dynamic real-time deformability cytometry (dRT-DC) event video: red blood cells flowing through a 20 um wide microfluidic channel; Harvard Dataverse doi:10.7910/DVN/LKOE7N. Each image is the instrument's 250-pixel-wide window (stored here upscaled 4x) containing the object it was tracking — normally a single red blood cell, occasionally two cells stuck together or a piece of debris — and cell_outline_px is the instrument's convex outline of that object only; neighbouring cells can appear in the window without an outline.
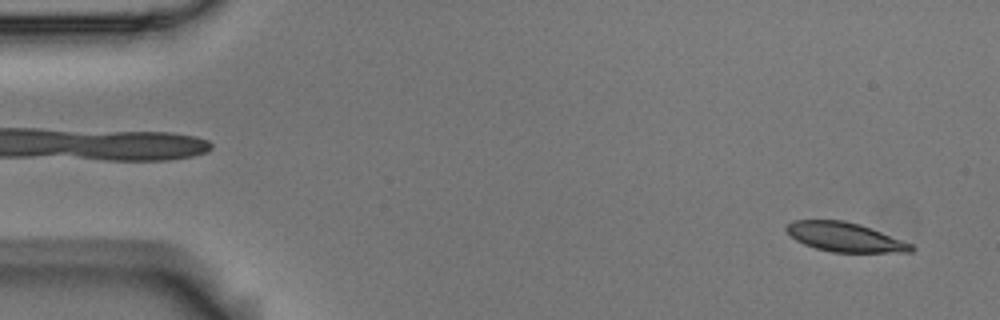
{"species": "Egyptian fruit bat (a non-hibernating species)", "species_latin": "Rousettus aegyptiacus", "temperature_condition": "room temperature", "stored_images_in_passage": 5, "camera_frame_rate_fps": 3000, "um_per_image_px": 0.085, "animal": {"sex": "male"}, "frame": {"image": 1, "passage_image": 1, "time_ms": 0.0, "image_size_px": [1000, 320], "cell_outline_px": [[916, 248], [912, 252], [832, 252], [816, 248], [804, 244], [796, 240], [784, 228], [792, 220], [844, 220], [860, 224], [912, 244]], "centroid_in_image_um": [71.81, 20.15], "position_along_channel_um": 13.2, "area_um2": 21.1}}
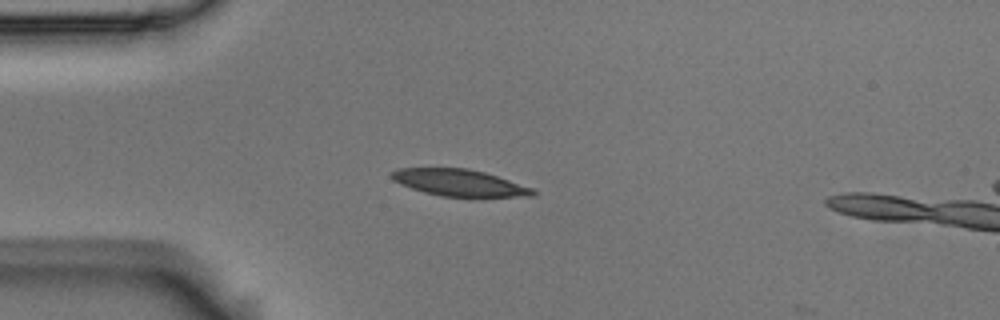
{"frame": {"image": 2, "passage_image": 4, "time_ms": 1.0, "image_size_px": [1000, 320], "cell_outline_px": [[536, 192], [532, 196], [472, 200], [440, 196], [424, 192], [400, 184], [392, 180], [392, 172], [396, 168], [468, 168], [484, 172], [532, 188]], "centroid_in_image_um": [39.1, 15.59], "position_along_channel_um": 45.9, "area_um2": 22.89}}